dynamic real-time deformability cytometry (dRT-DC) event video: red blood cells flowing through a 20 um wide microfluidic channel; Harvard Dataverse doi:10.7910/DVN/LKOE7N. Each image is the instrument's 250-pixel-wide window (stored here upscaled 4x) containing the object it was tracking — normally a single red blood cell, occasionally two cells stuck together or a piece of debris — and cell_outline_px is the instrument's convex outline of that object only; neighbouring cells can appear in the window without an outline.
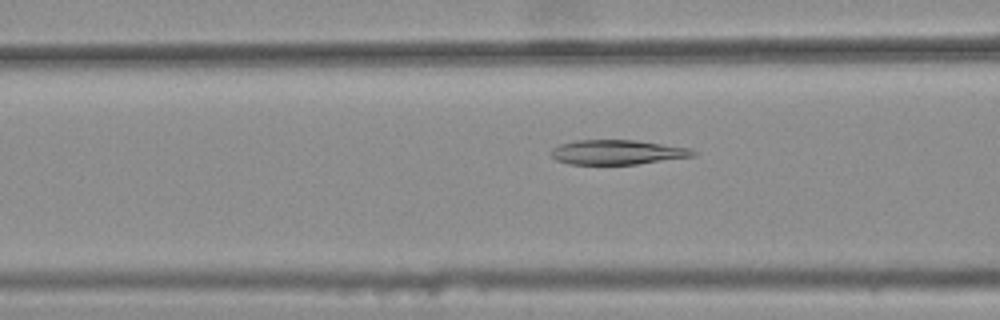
{"species": "common noctule bat (a hibernating species)", "species_latin": "Nyctalus noctula", "temperature_condition": "warm", "stored_images_in_passage": 34, "camera_frame_rate_fps": 3000, "um_per_image_px": 0.085, "animal": {"sex": "female", "body_mass_g": 25.1}, "frame": {"image": 1, "passage_image": 7, "time_ms": 2.0, "image_size_px": [1000, 320], "cell_outline_px": [[696, 156], [636, 164], [568, 164], [556, 160], [552, 156], [552, 148], [560, 144], [576, 140], [636, 140], [692, 148], [696, 152]], "centroid_in_image_um": [52.5, 12.93], "position_along_channel_um": 114.1, "area_um2": 20.4}}
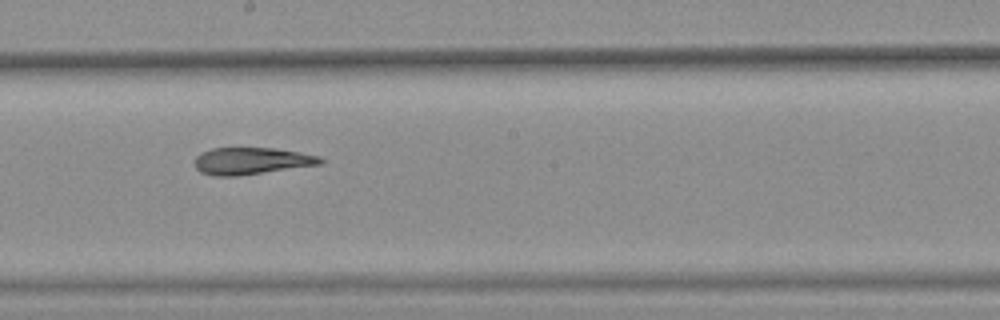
{"frame": {"image": 2, "passage_image": 16, "time_ms": 5.0, "image_size_px": [1000, 320], "cell_outline_px": [[324, 164], [236, 176], [212, 176], [200, 172], [196, 168], [196, 156], [200, 152], [212, 148], [276, 148], [320, 156], [324, 160]], "centroid_in_image_um": [21.38, 13.68], "position_along_channel_um": 226.8, "area_um2": 19.83}}
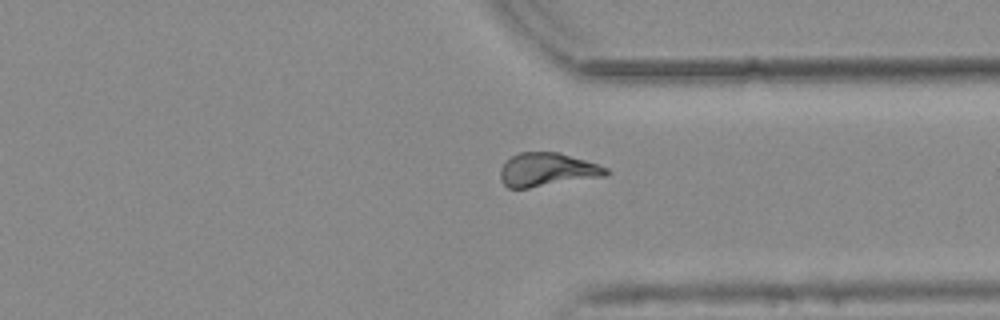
{"frame": {"image": 3, "passage_image": 27, "time_ms": 8.667, "image_size_px": [1000, 320], "cell_outline_px": [[612, 172], [604, 176], [528, 188], [508, 188], [500, 180], [500, 168], [512, 156], [520, 152], [560, 152], [608, 168]], "centroid_in_image_um": [46.5, 14.42], "position_along_channel_um": 364.9, "area_um2": 20.52}, "authors_computed_cell_mechanics": {"area_um2": 20.3745, "velocity_mm_per_s": 3.7624, "shape_relaxation_time_tau1_ms": null, "shape_relaxation_time_tau2_ms": 4.5405, "deformation_change_tau1": null, "deformation_change_tau2": 0.1148}}